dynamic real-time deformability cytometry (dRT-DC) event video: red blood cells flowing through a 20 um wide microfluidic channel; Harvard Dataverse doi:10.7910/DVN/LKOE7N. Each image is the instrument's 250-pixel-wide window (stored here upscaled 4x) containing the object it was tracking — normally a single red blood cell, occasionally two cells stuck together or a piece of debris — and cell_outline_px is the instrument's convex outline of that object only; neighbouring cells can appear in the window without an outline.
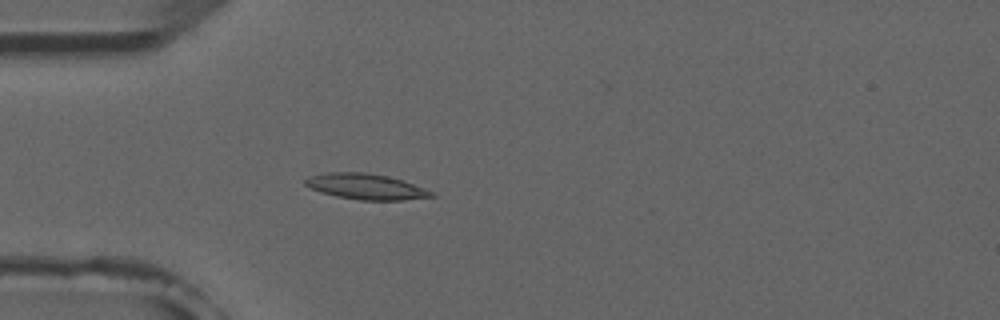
{"species": "common noctule bat (a hibernating species)", "species_latin": "Nyctalus noctula", "temperature_condition": "room temperature", "stored_images_in_passage": 4, "camera_frame_rate_fps": 3000, "um_per_image_px": 0.085, "animal": {"sex": "male", "forearm_length_mm": 52.5}, "frame": {"image": 1, "passage_image": 4, "time_ms": 4.667, "image_size_px": [1000, 320], "cell_outline_px": [[436, 196], [404, 200], [360, 200], [336, 196], [320, 192], [304, 184], [304, 180], [308, 176], [328, 172], [364, 172], [388, 176], [424, 188], [432, 192]], "centroid_in_image_um": [31.06, 15.86], "position_along_channel_um": 53.9, "area_um2": 18.73}}